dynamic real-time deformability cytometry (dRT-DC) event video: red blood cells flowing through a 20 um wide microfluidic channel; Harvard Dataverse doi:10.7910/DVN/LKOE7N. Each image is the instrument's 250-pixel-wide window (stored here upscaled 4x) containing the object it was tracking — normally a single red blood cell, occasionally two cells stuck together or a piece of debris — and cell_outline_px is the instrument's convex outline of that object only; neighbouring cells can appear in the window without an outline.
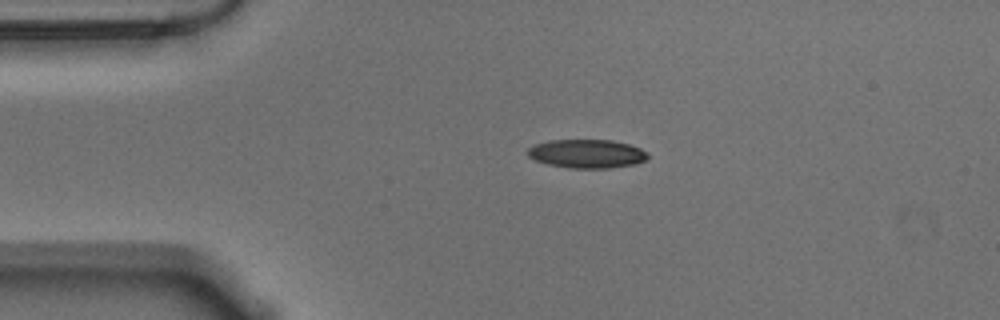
{"species": "Egyptian fruit bat (a non-hibernating species)", "species_latin": "Rousettus aegyptiacus", "temperature_condition": "warm", "stored_images_in_passage": 9, "camera_frame_rate_fps": 3000, "um_per_image_px": 0.085, "animal": {"sex": "male"}, "frame": {"image": 1, "passage_image": 1, "time_ms": 0.0, "image_size_px": [1000, 320], "cell_outline_px": [[648, 156], [644, 160], [636, 164], [608, 168], [568, 168], [548, 164], [536, 160], [528, 156], [528, 148], [536, 144], [548, 140], [612, 140], [628, 144], [640, 148], [648, 152]], "centroid_in_image_um": [49.89, 13.06], "position_along_channel_um": 35.1, "area_um2": 20.0}}
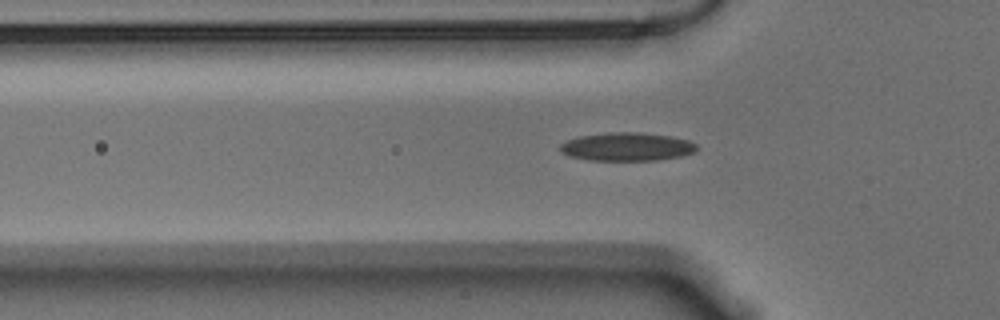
{"frame": {"image": 2, "passage_image": 7, "time_ms": 2.0, "image_size_px": [1000, 320], "cell_outline_px": [[696, 148], [692, 152], [680, 156], [656, 160], [588, 160], [568, 156], [560, 152], [560, 144], [576, 136], [604, 132], [636, 132], [672, 136], [688, 140], [696, 144]], "centroid_in_image_um": [53.22, 12.46], "position_along_channel_um": 72.6, "area_um2": 22.6}}